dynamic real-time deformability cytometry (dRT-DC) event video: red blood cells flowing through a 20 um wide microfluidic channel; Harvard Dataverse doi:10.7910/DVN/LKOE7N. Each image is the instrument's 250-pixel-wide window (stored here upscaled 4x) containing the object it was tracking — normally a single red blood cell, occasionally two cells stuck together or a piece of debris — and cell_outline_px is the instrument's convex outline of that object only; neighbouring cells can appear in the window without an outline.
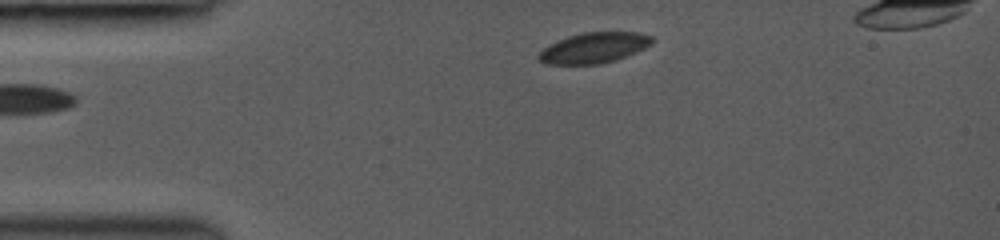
{"species": "common noctule bat (a hibernating species)", "species_latin": "Nyctalus noctula", "temperature_condition": "room temperature", "stored_images_in_passage": 2, "camera_frame_rate_fps": 3000, "um_per_image_px": 0.085, "animal": {"sex": "female", "body_mass_g": 19.0, "forearm_length_mm": 53.3}, "frame": {"image": 1, "passage_image": 2, "time_ms": 0.667, "image_size_px": [1000, 240], "cell_outline_px": [[656, 40], [652, 44], [644, 48], [616, 60], [600, 64], [548, 64], [540, 60], [536, 56], [548, 44], [568, 36], [584, 32], [640, 32], [652, 36]], "centroid_in_image_um": [50.51, 4.05], "position_along_channel_um": 34.5, "area_um2": 20.23}}